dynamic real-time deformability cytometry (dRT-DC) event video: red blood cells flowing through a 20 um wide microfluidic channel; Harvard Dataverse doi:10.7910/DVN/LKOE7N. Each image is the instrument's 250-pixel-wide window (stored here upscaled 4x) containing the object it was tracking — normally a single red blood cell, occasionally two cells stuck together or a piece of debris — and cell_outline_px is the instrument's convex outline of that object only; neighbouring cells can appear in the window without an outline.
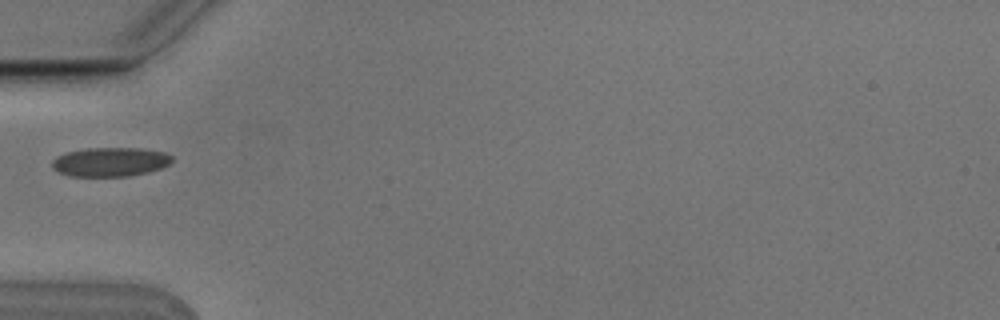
{"species": "Egyptian fruit bat (a non-hibernating species)", "species_latin": "Rousettus aegyptiacus", "temperature_condition": "cold", "stored_images_in_passage": 1, "camera_frame_rate_fps": 3000, "um_per_image_px": 0.085, "animal": {"sex": "male"}, "frame": {"image": 1, "passage_image": 1, "time_ms": 0.0, "image_size_px": [1000, 320], "cell_outline_px": [[172, 160], [168, 164], [160, 168], [148, 172], [128, 176], [68, 176], [52, 168], [52, 160], [56, 156], [64, 152], [88, 148], [140, 148], [164, 152], [172, 156]], "centroid_in_image_um": [9.33, 13.75], "position_along_channel_um": 75.7, "area_um2": 20.35}}